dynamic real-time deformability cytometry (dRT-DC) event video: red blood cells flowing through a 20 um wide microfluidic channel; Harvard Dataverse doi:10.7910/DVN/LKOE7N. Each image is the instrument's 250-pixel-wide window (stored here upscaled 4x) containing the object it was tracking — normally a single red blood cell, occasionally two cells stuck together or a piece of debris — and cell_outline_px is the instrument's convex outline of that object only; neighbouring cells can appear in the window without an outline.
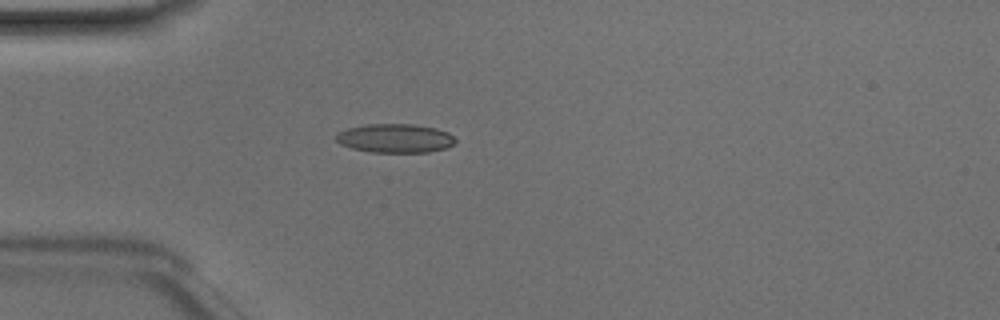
{"species": "Egyptian fruit bat (a non-hibernating species)", "species_latin": "Rousettus aegyptiacus", "temperature_condition": "room temperature", "stored_images_in_passage": 36, "camera_frame_rate_fps": 3000, "um_per_image_px": 0.085, "animal": {"sex": "male"}, "frame": {"image": 1, "passage_image": 1, "time_ms": 0.0, "image_size_px": [1000, 320], "cell_outline_px": [[456, 140], [452, 144], [444, 148], [428, 152], [372, 152], [352, 148], [340, 144], [336, 140], [336, 132], [348, 128], [368, 124], [416, 124], [436, 128], [448, 132]], "centroid_in_image_um": [33.56, 11.74], "position_along_channel_um": 51.4, "area_um2": 20.0}}
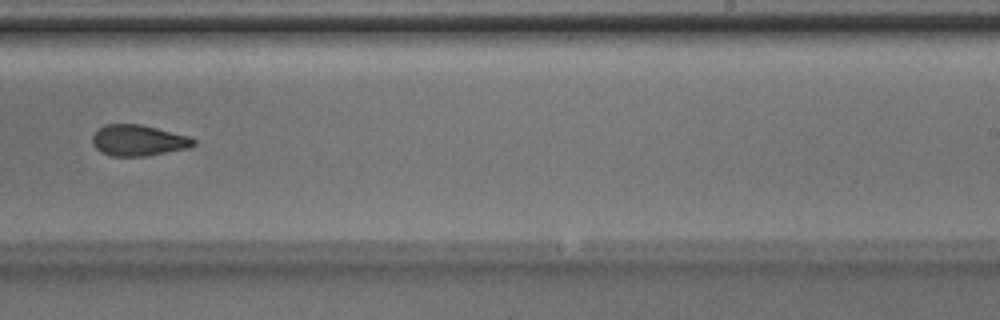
{"frame": {"image": 2, "passage_image": 18, "time_ms": 5.667, "image_size_px": [1000, 320], "cell_outline_px": [[196, 144], [192, 148], [144, 156], [112, 156], [100, 152], [92, 144], [92, 136], [104, 124], [140, 124], [188, 136], [196, 140]], "centroid_in_image_um": [11.77, 11.94], "position_along_channel_um": 277.2, "area_um2": 18.32}}
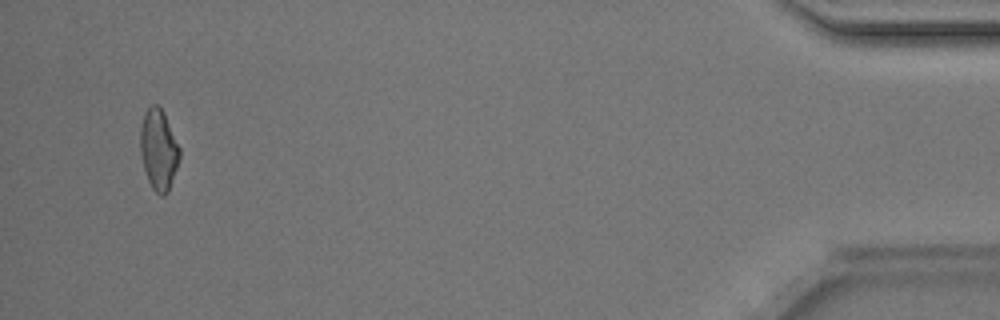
{"frame": {"image": 3, "passage_image": 34, "time_ms": 11.0, "image_size_px": [1000, 320], "cell_outline_px": [[180, 156], [168, 192], [164, 196], [160, 196], [152, 188], [148, 180], [144, 168], [140, 152], [140, 128], [144, 112], [152, 104], [156, 104], [164, 112], [180, 148]], "centroid_in_image_um": [13.47, 12.71], "position_along_channel_um": 421.7, "area_um2": 18.44}, "authors_computed_cell_mechanics": {"area_um2": 18.496, "velocity_mm_per_s": 4.1725, "shape_relaxation_time_tau1_ms": 9.5201, "shape_relaxation_time_tau2_ms": 2.9701, "deformation_change_tau1": 0.2432, "deformation_change_tau2": 0.1083}}